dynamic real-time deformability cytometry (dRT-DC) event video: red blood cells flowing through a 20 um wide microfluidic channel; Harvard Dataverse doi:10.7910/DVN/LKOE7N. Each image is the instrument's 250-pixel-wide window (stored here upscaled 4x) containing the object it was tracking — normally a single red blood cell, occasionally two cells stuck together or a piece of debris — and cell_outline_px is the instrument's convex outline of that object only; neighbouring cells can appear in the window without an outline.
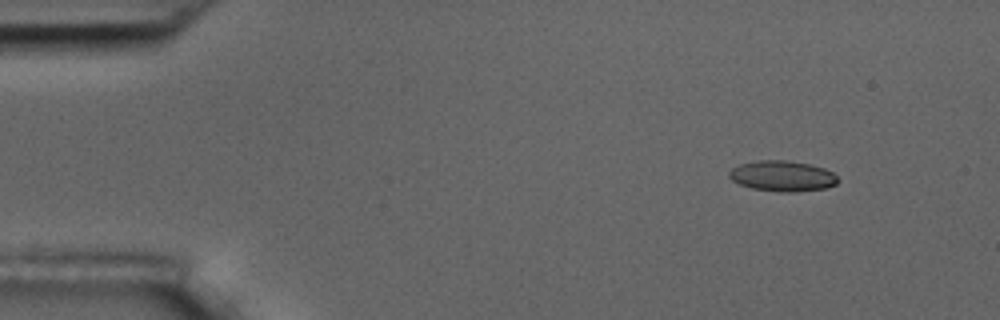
{"species": "common noctule bat (a hibernating species)", "species_latin": "Nyctalus noctula", "temperature_condition": "room temperature", "stored_images_in_passage": 3, "camera_frame_rate_fps": 3000, "um_per_image_px": 0.085, "animal": {"sex": "male", "body_mass_g": 17.5, "forearm_length_mm": 52.3}, "frame": {"image": 1, "passage_image": 1, "time_ms": 0.0, "image_size_px": [1000, 320], "cell_outline_px": [[840, 180], [836, 184], [828, 188], [792, 192], [780, 192], [752, 188], [740, 184], [732, 180], [728, 176], [728, 172], [732, 168], [740, 164], [760, 160], [784, 160], [808, 164], [824, 168], [832, 172]], "centroid_in_image_um": [66.51, 14.97], "position_along_channel_um": 18.5, "area_um2": 19.36}}